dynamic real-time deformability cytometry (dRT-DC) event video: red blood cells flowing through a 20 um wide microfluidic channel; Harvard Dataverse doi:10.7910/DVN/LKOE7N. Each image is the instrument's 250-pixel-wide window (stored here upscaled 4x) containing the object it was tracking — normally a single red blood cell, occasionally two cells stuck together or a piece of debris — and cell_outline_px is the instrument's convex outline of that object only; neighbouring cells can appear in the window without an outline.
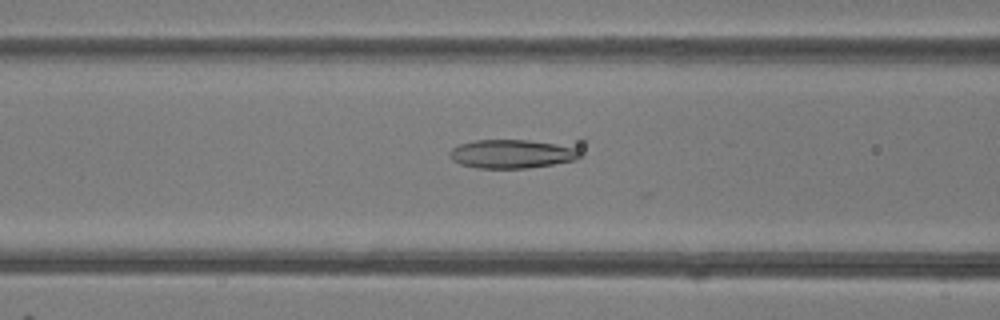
{"species": "common noctule bat (a hibernating species)", "species_latin": "Nyctalus noctula", "temperature_condition": "room temperature", "stored_images_in_passage": 40, "camera_frame_rate_fps": 3000, "um_per_image_px": 0.085, "animal": {"sex": "female"}, "frame": {"image": 1, "passage_image": 19, "time_ms": 6.0, "image_size_px": [1000, 320], "cell_outline_px": [[584, 156], [576, 160], [528, 168], [476, 168], [460, 164], [452, 160], [448, 152], [452, 148], [460, 144], [476, 140], [580, 136], [584, 136]], "centroid_in_image_um": [44.06, 12.94], "position_along_channel_um": 122.5, "area_um2": 25.37}}
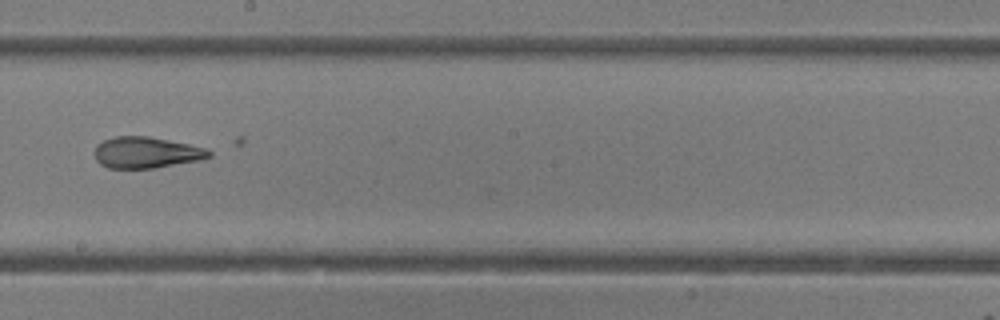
{"frame": {"image": 2, "passage_image": 27, "time_ms": 8.667, "image_size_px": [1000, 320], "cell_outline_px": [[212, 156], [200, 160], [152, 168], [108, 168], [100, 164], [96, 160], [92, 152], [96, 144], [104, 140], [116, 136], [148, 136], [188, 144], [204, 148], [212, 152]], "centroid_in_image_um": [12.38, 12.96], "position_along_channel_um": 235.8, "area_um2": 20.87}}
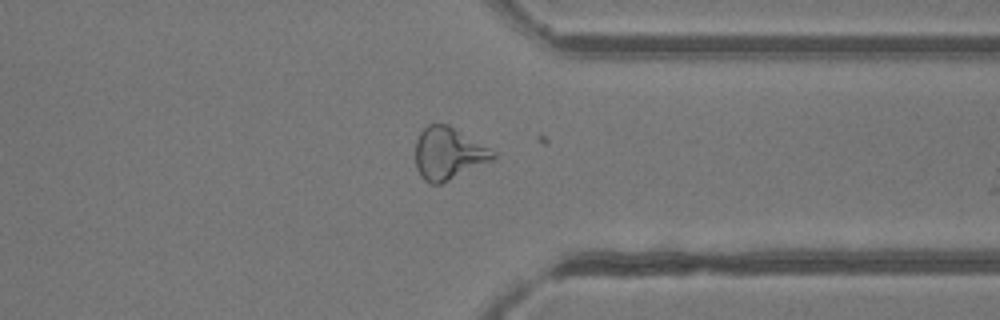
{"frame": {"image": 3, "passage_image": 37, "time_ms": 12.0, "image_size_px": [1000, 320], "cell_outline_px": [[496, 156], [492, 160], [440, 184], [432, 184], [424, 180], [420, 176], [416, 168], [416, 140], [420, 132], [428, 124], [448, 124], [496, 152]], "centroid_in_image_um": [38.08, 13.04], "position_along_channel_um": 373.3, "area_um2": 23.35}}